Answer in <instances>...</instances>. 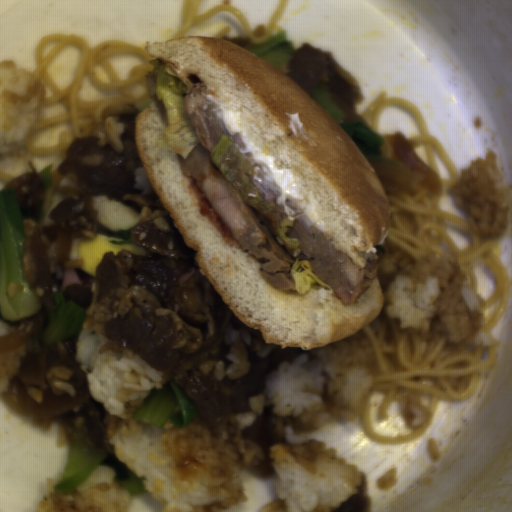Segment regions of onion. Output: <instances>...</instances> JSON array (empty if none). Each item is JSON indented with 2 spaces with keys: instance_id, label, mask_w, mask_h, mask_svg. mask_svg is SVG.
I'll use <instances>...</instances> for the list:
<instances>
[{
  "instance_id": "obj_1",
  "label": "onion",
  "mask_w": 512,
  "mask_h": 512,
  "mask_svg": "<svg viewBox=\"0 0 512 512\" xmlns=\"http://www.w3.org/2000/svg\"><path fill=\"white\" fill-rule=\"evenodd\" d=\"M91 394V390L78 396H70L65 393L54 394L49 390H44L41 402H36L30 397L28 388L21 385L17 377L1 396L4 403L12 409L24 415H31L35 419L58 416L72 411L89 400Z\"/></svg>"
},
{
  "instance_id": "obj_2",
  "label": "onion",
  "mask_w": 512,
  "mask_h": 512,
  "mask_svg": "<svg viewBox=\"0 0 512 512\" xmlns=\"http://www.w3.org/2000/svg\"><path fill=\"white\" fill-rule=\"evenodd\" d=\"M364 157L379 176L398 183L412 196L418 194L424 178L421 171L382 153Z\"/></svg>"
},
{
  "instance_id": "obj_3",
  "label": "onion",
  "mask_w": 512,
  "mask_h": 512,
  "mask_svg": "<svg viewBox=\"0 0 512 512\" xmlns=\"http://www.w3.org/2000/svg\"><path fill=\"white\" fill-rule=\"evenodd\" d=\"M27 341L24 332L12 331L6 335L0 336V353H11Z\"/></svg>"
}]
</instances>
